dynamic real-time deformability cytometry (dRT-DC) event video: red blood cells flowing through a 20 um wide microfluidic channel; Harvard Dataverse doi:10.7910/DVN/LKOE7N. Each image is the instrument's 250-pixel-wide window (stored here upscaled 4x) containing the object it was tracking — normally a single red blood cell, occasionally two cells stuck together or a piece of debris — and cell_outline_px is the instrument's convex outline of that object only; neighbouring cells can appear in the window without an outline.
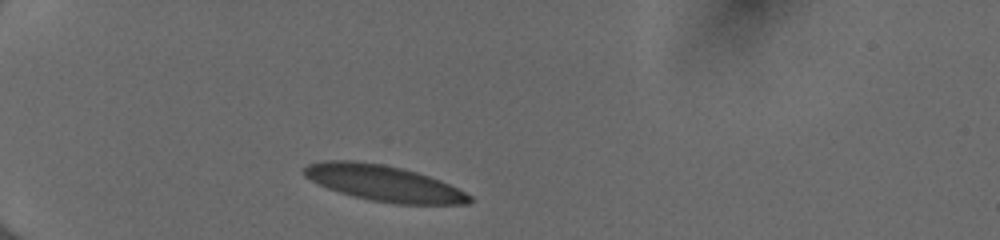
{"species": "human", "species_latin": "Homo sapiens", "temperature_condition": "cold", "stored_images_in_passage": 33, "camera_frame_rate_fps": 3000, "um_per_image_px": 0.085, "donor": {"sex": "female"}, "frame": {"image": 1, "passage_image": 1, "time_ms": 0.0, "image_size_px": [1000, 240], "cell_outline_px": [[472, 200], [468, 204], [396, 204], [372, 200], [352, 196], [328, 188], [304, 176], [300, 172], [308, 164], [324, 160], [352, 160], [384, 164], [416, 172], [440, 180], [472, 196]], "centroid_in_image_um": [32.59, 15.56], "position_along_channel_um": 52.4, "area_um2": 34.39}}
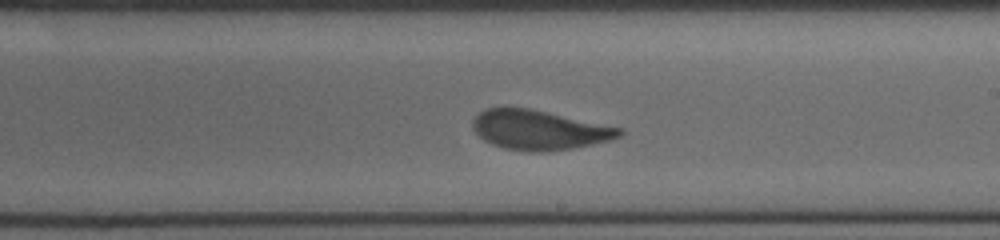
{"frame": {"image": 2, "passage_image": 18, "time_ms": 5.667, "image_size_px": [1000, 240], "cell_outline_px": [[624, 132], [620, 136], [612, 140], [572, 148], [548, 152], [528, 152], [504, 148], [492, 144], [484, 140], [472, 128], [472, 120], [484, 108], [528, 108], [624, 128]], "centroid_in_image_um": [45.85, 11.06], "position_along_channel_um": 243.2, "area_um2": 33.87}}
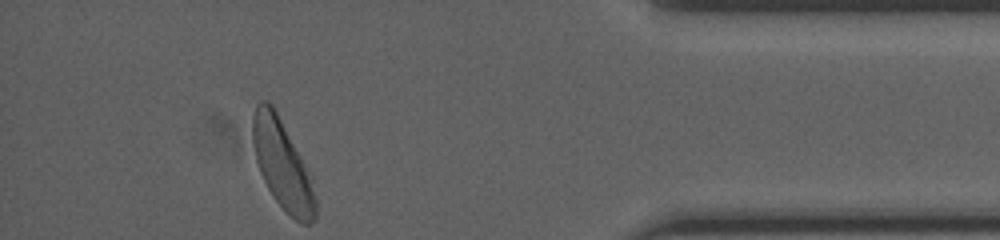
{"frame": {"image": 3, "passage_image": 33, "time_ms": 10.667, "image_size_px": [1000, 240], "cell_outline_px": [[316, 216], [312, 224], [300, 224], [276, 200], [268, 188], [260, 172], [256, 160], [252, 140], [252, 116], [256, 104], [260, 100], [264, 100], [272, 104], [312, 176], [316, 200]], "centroid_in_image_um": [24.01, 13.99], "position_along_channel_um": 411.2, "area_um2": 32.48}, "authors_computed_cell_mechanics": {"area_um2": 34.391, "velocity_mm_per_s": 3.9971, "shape_relaxation_time_tau1_ms": 2.8772, "shape_relaxation_time_tau2_ms": 0.768, "deformation_change_tau1": 0.139, "deformation_change_tau2": 0.0649}}